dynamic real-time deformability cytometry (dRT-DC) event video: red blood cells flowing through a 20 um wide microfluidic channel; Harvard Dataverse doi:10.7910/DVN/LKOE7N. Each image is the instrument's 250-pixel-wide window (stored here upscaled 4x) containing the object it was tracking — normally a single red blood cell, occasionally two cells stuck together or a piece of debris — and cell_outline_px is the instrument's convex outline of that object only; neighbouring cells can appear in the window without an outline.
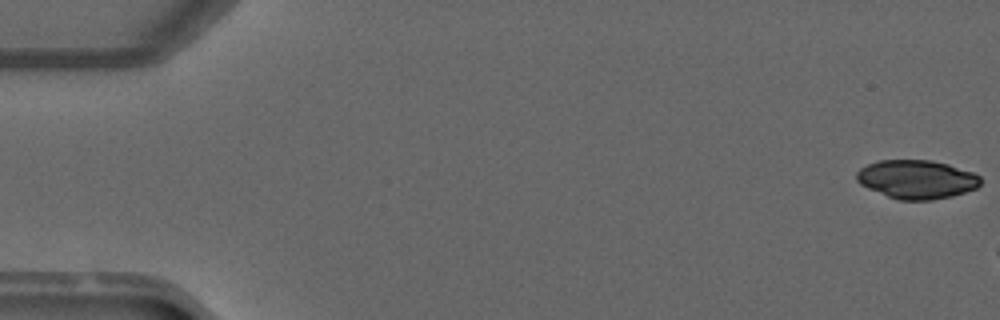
{"species": "common noctule bat (a hibernating species)", "species_latin": "Nyctalus noctula", "temperature_condition": "warm", "stored_images_in_passage": 6, "camera_frame_rate_fps": 3000, "um_per_image_px": 0.085, "animal": {"sex": "male", "forearm_length_mm": 52.5}, "frame": {"image": 1, "passage_image": 1, "time_ms": 0.0, "image_size_px": [1000, 320], "cell_outline_px": [[980, 184], [976, 188], [952, 196], [932, 200], [900, 200], [888, 196], [868, 188], [860, 184], [856, 180], [856, 172], [860, 168], [868, 164], [880, 160], [932, 160], [948, 164], [972, 172], [980, 176]], "centroid_in_image_um": [77.91, 15.24], "position_along_channel_um": 7.1, "area_um2": 27.86}}